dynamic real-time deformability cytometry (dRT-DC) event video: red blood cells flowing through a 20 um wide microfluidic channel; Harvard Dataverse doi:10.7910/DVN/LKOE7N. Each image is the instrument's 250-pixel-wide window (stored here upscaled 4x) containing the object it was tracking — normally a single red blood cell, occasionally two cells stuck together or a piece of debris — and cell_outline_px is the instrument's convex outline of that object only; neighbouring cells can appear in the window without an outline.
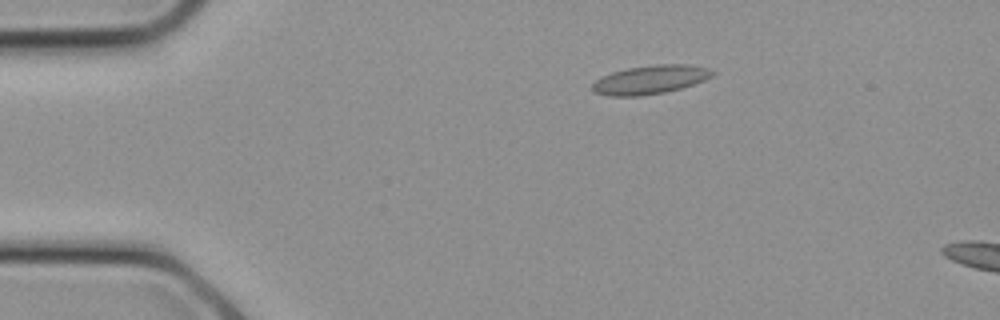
{"species": "common noctule bat (a hibernating species)", "species_latin": "Nyctalus noctula", "temperature_condition": "cold", "stored_images_in_passage": 7, "camera_frame_rate_fps": 3000, "um_per_image_px": 0.085, "animal": {"sex": "female", "body_mass_g": 21.9}, "frame": {"image": 1, "passage_image": 5, "time_ms": 1.333, "image_size_px": [1000, 320], "cell_outline_px": [[716, 72], [712, 76], [704, 80], [680, 88], [664, 92], [640, 96], [608, 96], [596, 92], [592, 88], [592, 84], [596, 80], [612, 72], [628, 68], [660, 64], [684, 64], [708, 68]], "centroid_in_image_um": [55.27, 6.77], "position_along_channel_um": 29.7, "area_um2": 19.77}}